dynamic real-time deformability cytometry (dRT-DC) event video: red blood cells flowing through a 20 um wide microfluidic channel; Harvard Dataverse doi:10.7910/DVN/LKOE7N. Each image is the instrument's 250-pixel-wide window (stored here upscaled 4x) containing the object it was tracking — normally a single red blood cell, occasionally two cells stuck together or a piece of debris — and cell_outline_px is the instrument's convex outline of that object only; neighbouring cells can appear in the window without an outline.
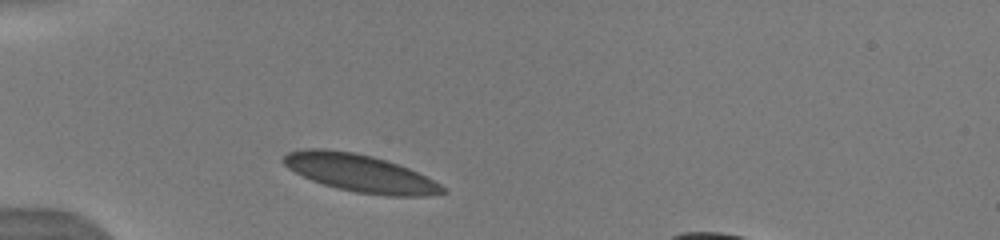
{"species": "human", "species_latin": "Homo sapiens", "temperature_condition": "warm", "stored_images_in_passage": 4, "camera_frame_rate_fps": 3000, "um_per_image_px": 0.085, "donor": {"sex": "male"}, "frame": {"image": 1, "passage_image": 1, "time_ms": 0.0, "image_size_px": [1000, 240], "cell_outline_px": [[448, 192], [424, 196], [388, 196], [356, 192], [324, 184], [312, 180], [288, 168], [280, 160], [288, 152], [304, 148], [328, 148], [356, 152], [372, 156], [408, 168], [440, 184]], "centroid_in_image_um": [30.56, 14.7], "position_along_channel_um": 54.4, "area_um2": 34.51}}